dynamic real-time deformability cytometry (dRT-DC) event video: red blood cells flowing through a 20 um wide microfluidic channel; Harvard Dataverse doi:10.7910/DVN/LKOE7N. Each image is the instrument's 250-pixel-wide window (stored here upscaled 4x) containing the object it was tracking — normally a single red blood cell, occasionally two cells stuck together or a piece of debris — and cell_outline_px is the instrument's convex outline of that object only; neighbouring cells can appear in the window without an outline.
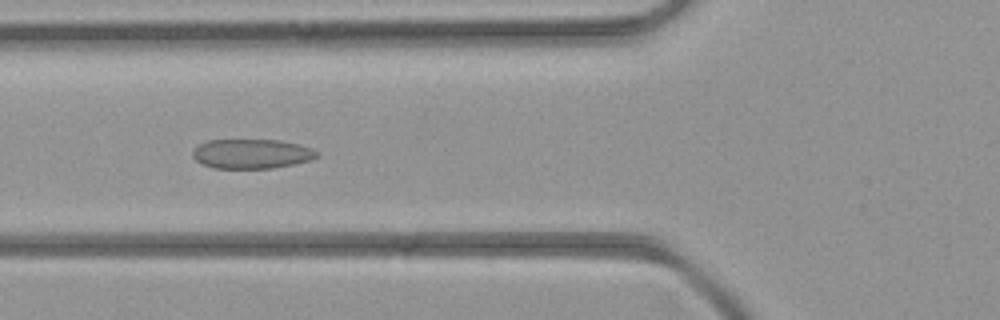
{"species": "common noctule bat (a hibernating species)", "species_latin": "Nyctalus noctula", "temperature_condition": "room temperature", "stored_images_in_passage": 45, "camera_frame_rate_fps": 3000, "um_per_image_px": 0.085, "animal": {"sex": "female", "body_mass_g": 21.9}, "frame": {"image": 1, "passage_image": 17, "time_ms": 5.333, "image_size_px": [1000, 320], "cell_outline_px": [[320, 156], [296, 164], [272, 168], [216, 168], [204, 164], [196, 160], [192, 156], [192, 152], [200, 144], [208, 140], [280, 140], [300, 144], [312, 148], [320, 152]], "centroid_in_image_um": [21.45, 13.07], "position_along_channel_um": 104.3, "area_um2": 21.39}}
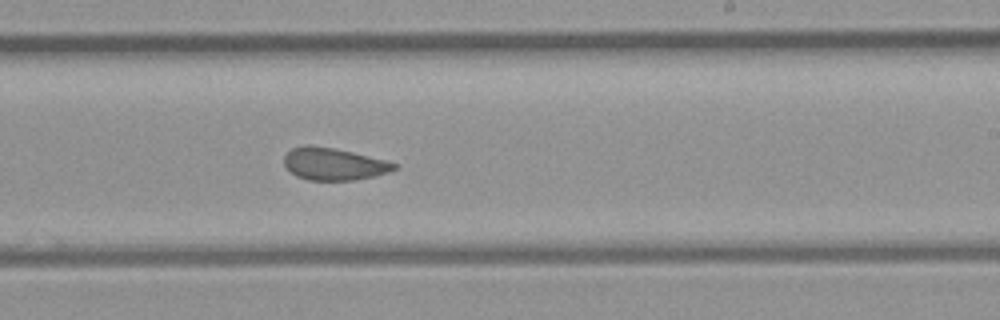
{"frame": {"image": 2, "passage_image": 27, "time_ms": 8.667, "image_size_px": [1000, 320], "cell_outline_px": [[396, 168], [388, 172], [376, 176], [356, 180], [308, 180], [296, 176], [284, 164], [284, 156], [292, 148], [304, 144], [308, 144], [332, 148], [352, 152], [384, 160], [396, 164]], "centroid_in_image_um": [28.34, 13.94], "position_along_channel_um": 260.7, "area_um2": 20.52}}
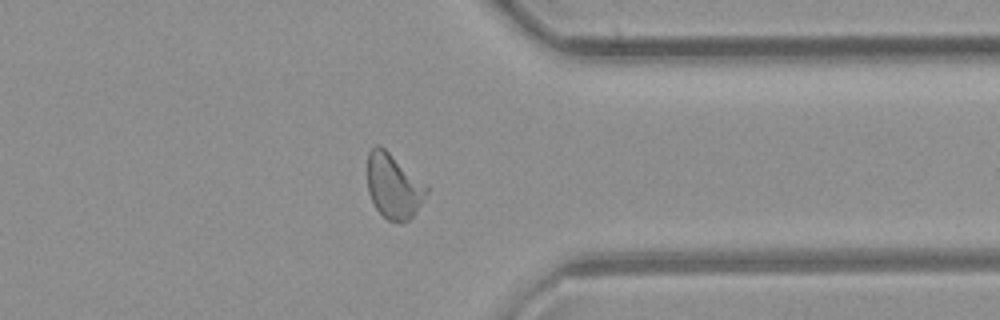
{"frame": {"image": 3, "passage_image": 35, "time_ms": 11.333, "image_size_px": [1000, 320], "cell_outline_px": [[428, 192], [412, 216], [408, 220], [400, 224], [388, 220], [376, 208], [368, 192], [368, 152], [376, 144], [380, 144], [428, 188]], "centroid_in_image_um": [33.42, 15.83], "position_along_channel_um": 378.0, "area_um2": 21.79}}